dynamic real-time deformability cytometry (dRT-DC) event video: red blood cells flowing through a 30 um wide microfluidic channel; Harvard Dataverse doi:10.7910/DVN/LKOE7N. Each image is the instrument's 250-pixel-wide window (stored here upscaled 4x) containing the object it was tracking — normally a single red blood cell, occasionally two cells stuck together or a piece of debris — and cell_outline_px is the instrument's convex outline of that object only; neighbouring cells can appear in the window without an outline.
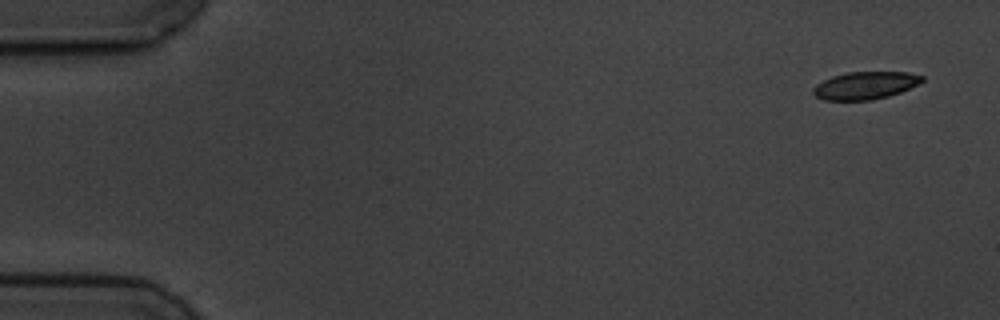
{"species": "common noctule bat (a hibernating species)", "species_latin": "Nyctalus noctula", "temperature_condition": "cold", "stored_images_in_passage": 5, "camera_frame_rate_fps": 3000, "um_per_image_px": 0.085, "animal": {"sex": "male", "body_mass_g": 19.5, "forearm_length_mm": 54.6}, "frame": {"image": 1, "passage_image": 1, "time_ms": 0.0, "image_size_px": [1000, 320], "cell_outline_px": [[924, 80], [920, 84], [900, 92], [888, 96], [872, 100], [824, 100], [816, 96], [812, 92], [812, 88], [816, 84], [832, 76], [848, 72], [908, 72], [924, 76]], "centroid_in_image_um": [73.56, 7.26], "position_along_channel_um": 11.4, "area_um2": 17.57}}
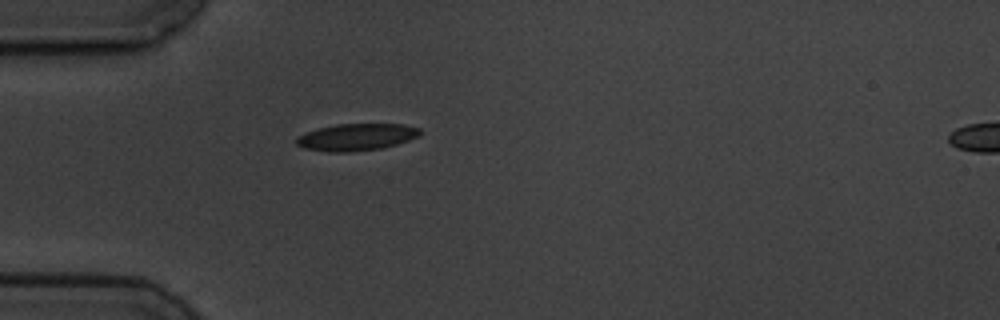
{"frame": {"image": 2, "passage_image": 5, "time_ms": 4.667, "image_size_px": [1000, 320], "cell_outline_px": [[420, 136], [384, 148], [348, 152], [328, 152], [304, 148], [296, 144], [296, 140], [300, 136], [308, 132], [320, 128], [336, 124], [404, 124], [420, 128]], "centroid_in_image_um": [30.34, 11.65], "position_along_channel_um": 54.7, "area_um2": 19.31}}